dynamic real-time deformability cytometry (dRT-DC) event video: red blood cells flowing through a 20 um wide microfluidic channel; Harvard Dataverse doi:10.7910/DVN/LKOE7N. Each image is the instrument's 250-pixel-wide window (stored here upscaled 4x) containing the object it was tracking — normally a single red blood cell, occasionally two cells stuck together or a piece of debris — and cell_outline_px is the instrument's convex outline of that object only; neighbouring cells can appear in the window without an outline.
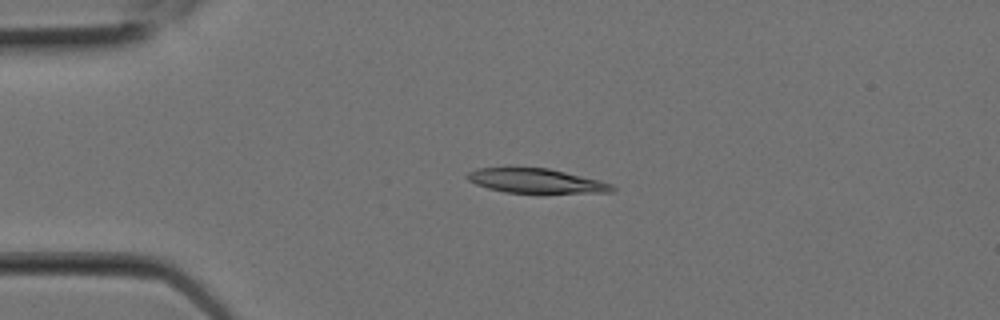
{"species": "Egyptian fruit bat (a non-hibernating species)", "species_latin": "Rousettus aegyptiacus", "temperature_condition": "room temperature", "stored_images_in_passage": 8, "camera_frame_rate_fps": 3000, "um_per_image_px": 0.085, "animal": {"sex": "female"}, "frame": {"image": 1, "passage_image": 4, "time_ms": 1.0, "image_size_px": [1000, 320], "cell_outline_px": [[616, 188], [612, 192], [544, 196], [504, 192], [488, 188], [476, 184], [468, 180], [464, 176], [468, 172], [476, 168], [508, 164], [548, 168], [600, 180], [612, 184]], "centroid_in_image_um": [45.54, 15.38], "position_along_channel_um": 39.5, "area_um2": 22.89}}
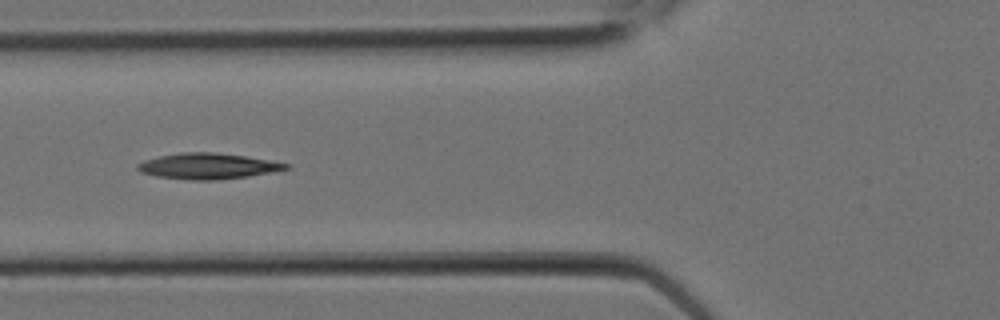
{"frame": {"image": 2, "passage_image": 7, "time_ms": 2.0, "image_size_px": [1000, 320], "cell_outline_px": [[292, 168], [272, 172], [248, 176], [216, 180], [192, 180], [156, 176], [140, 172], [136, 168], [136, 164], [144, 160], [160, 156], [180, 152], [216, 152], [244, 156], [292, 164]], "centroid_in_image_um": [17.67, 14.12], "position_along_channel_um": 108.1, "area_um2": 22.37}}
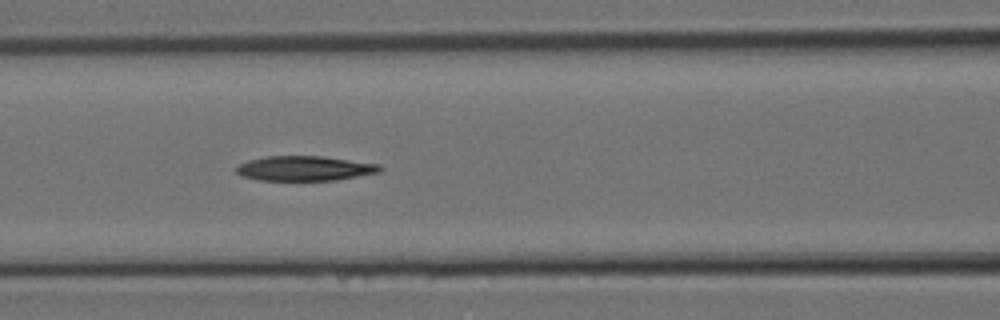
{"frame": {"image": 3, "passage_image": 8, "time_ms": 2.333, "image_size_px": [1000, 320], "cell_outline_px": [[384, 168], [380, 172], [336, 180], [260, 180], [240, 176], [236, 172], [236, 168], [240, 164], [248, 160], [268, 156], [324, 156], [380, 164]], "centroid_in_image_um": [25.92, 14.31], "position_along_channel_um": 140.7, "area_um2": 20.81}}